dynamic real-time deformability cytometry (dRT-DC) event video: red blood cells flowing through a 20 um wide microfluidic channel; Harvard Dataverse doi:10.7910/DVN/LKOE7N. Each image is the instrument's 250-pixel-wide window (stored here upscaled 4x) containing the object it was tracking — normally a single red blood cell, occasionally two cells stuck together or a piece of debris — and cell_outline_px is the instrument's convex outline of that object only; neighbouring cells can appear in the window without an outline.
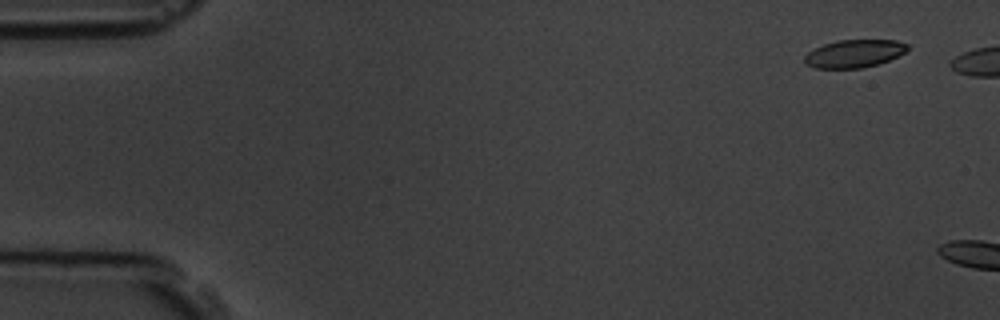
{"species": "common noctule bat (a hibernating species)", "species_latin": "Nyctalus noctula", "temperature_condition": "room temperature", "stored_images_in_passage": 3, "camera_frame_rate_fps": 3000, "um_per_image_px": 0.085, "animal": {"sex": "male", "body_mass_g": 19.5, "forearm_length_mm": 54.6}, "frame": {"image": 1, "passage_image": 1, "time_ms": 0.0, "image_size_px": [1000, 320], "cell_outline_px": [[908, 48], [904, 52], [888, 60], [876, 64], [860, 68], [816, 68], [804, 64], [804, 56], [808, 52], [824, 44], [836, 40], [896, 40], [908, 44]], "centroid_in_image_um": [72.57, 4.55], "position_along_channel_um": 12.4, "area_um2": 16.53}}